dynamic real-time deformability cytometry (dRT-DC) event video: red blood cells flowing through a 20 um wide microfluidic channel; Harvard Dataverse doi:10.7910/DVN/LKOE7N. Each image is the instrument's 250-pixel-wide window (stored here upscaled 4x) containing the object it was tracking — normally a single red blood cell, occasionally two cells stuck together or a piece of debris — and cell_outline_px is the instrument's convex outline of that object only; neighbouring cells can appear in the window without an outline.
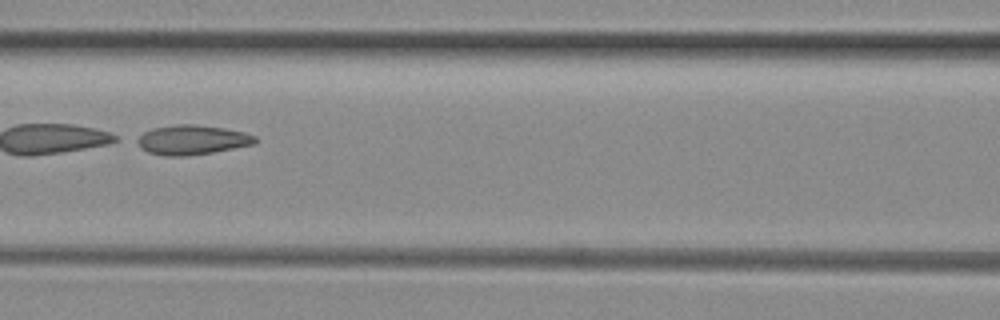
{"species": "common noctule bat (a hibernating species)", "species_latin": "Nyctalus noctula", "temperature_condition": "room temperature", "stored_images_in_passage": 40, "camera_frame_rate_fps": 3000, "um_per_image_px": 0.085, "animal": {"sex": "female", "body_mass_g": 29.2, "forearm_length_mm": 56.3}, "frame": {"image": 1, "passage_image": 12, "time_ms": 3.667, "image_size_px": [1000, 320], "cell_outline_px": [[260, 140], [256, 144], [212, 152], [184, 156], [164, 156], [148, 152], [140, 148], [132, 140], [144, 132], [152, 128], [176, 124], [196, 124], [224, 128], [244, 132], [256, 136]], "centroid_in_image_um": [16.3, 11.88], "position_along_channel_um": 150.3, "area_um2": 20.69}}